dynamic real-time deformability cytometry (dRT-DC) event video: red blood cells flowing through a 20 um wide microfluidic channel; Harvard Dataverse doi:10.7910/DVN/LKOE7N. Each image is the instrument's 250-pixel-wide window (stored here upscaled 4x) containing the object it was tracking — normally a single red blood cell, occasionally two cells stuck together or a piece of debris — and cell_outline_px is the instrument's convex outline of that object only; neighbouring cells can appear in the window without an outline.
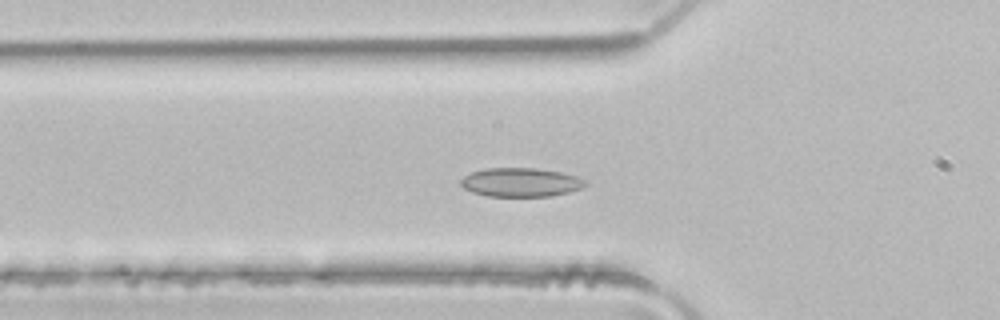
{"species": "common noctule bat (a hibernating species)", "species_latin": "Nyctalus noctula", "temperature_condition": "room temperature", "stored_images_in_passage": 37, "camera_frame_rate_fps": 3000, "um_per_image_px": 0.085, "animal": {"sex": "male", "body_mass_g": 21.5, "forearm_length_mm": 52.0}, "frame": {"image": 1, "passage_image": 4, "time_ms": 1.0, "image_size_px": [1000, 320], "cell_outline_px": [[588, 184], [580, 188], [568, 192], [548, 196], [488, 196], [472, 192], [464, 188], [460, 184], [460, 180], [464, 176], [472, 172], [484, 168], [536, 168], [560, 172], [576, 176], [588, 180]], "centroid_in_image_um": [44.26, 15.49], "position_along_channel_um": 81.5, "area_um2": 20.92}}
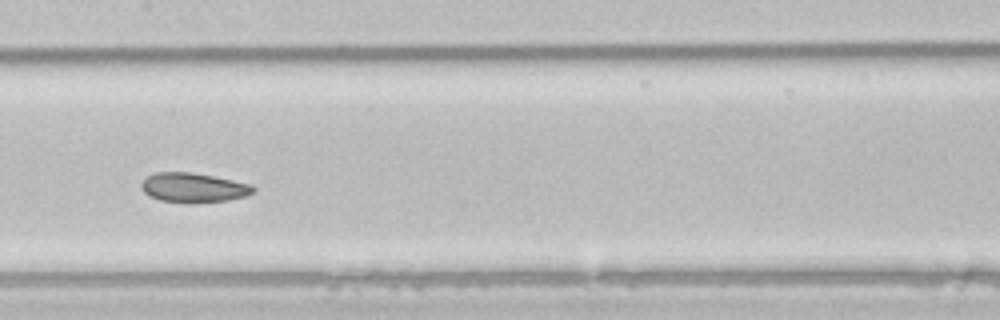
{"frame": {"image": 2, "passage_image": 12, "time_ms": 3.667, "image_size_px": [1000, 320], "cell_outline_px": [[256, 192], [244, 196], [228, 200], [192, 204], [188, 204], [160, 200], [148, 196], [140, 188], [140, 184], [148, 176], [156, 172], [192, 172], [232, 180], [248, 184], [256, 188]], "centroid_in_image_um": [16.41, 15.97], "position_along_channel_um": 191.0, "area_um2": 19.42}}
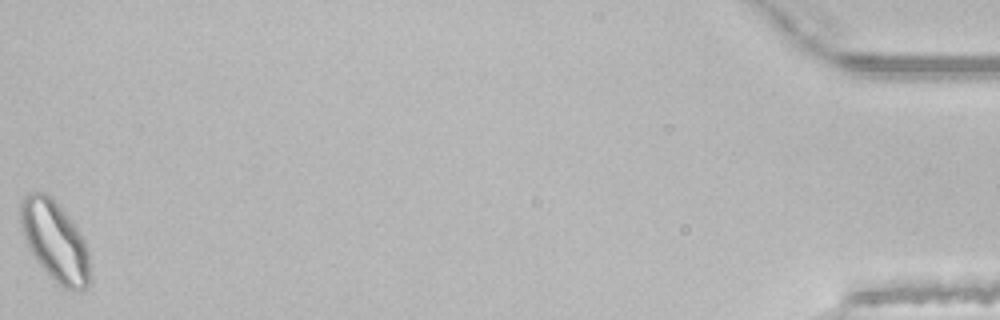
{"frame": {"image": 3, "passage_image": 37, "time_ms": 12.0, "image_size_px": [1000, 320], "cell_outline_px": [[88, 284], [80, 292], [76, 292], [64, 288], [36, 260], [24, 236], [20, 224], [20, 204], [24, 196], [28, 192], [44, 192], [68, 216], [84, 240], [88, 252]], "centroid_in_image_um": [4.65, 20.48], "position_along_channel_um": 430.6, "area_um2": 31.39}, "authors_computed_cell_mechanics": {"area_um2": 20.4034, "velocity_mm_per_s": 4.0819, "shape_relaxation_time_tau1_ms": 9.2118, "shape_relaxation_time_tau2_ms": 1.7997, "deformation_change_tau1": 0.1276, "deformation_change_tau2": 0.0461}}